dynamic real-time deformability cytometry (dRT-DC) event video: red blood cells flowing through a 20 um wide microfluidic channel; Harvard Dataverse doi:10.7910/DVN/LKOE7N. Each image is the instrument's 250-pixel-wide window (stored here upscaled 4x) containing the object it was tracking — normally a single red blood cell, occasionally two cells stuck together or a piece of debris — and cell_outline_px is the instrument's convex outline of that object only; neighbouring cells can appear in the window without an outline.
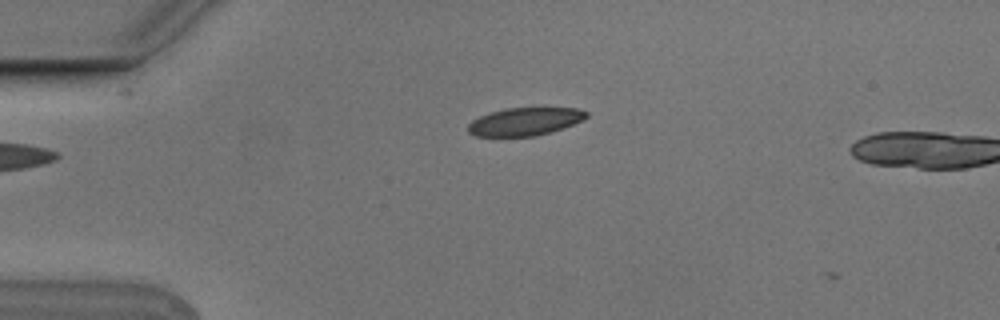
{"species": "Egyptian fruit bat (a non-hibernating species)", "species_latin": "Rousettus aegyptiacus", "temperature_condition": "cold", "stored_images_in_passage": 3, "camera_frame_rate_fps": 3000, "um_per_image_px": 0.085, "animal": {"sex": "male"}, "frame": {"image": 1, "passage_image": 3, "time_ms": 0.667, "image_size_px": [1000, 320], "cell_outline_px": [[588, 116], [584, 120], [536, 136], [476, 136], [468, 132], [468, 124], [472, 120], [480, 116], [504, 108], [576, 108], [588, 112]], "centroid_in_image_um": [44.6, 10.33], "position_along_channel_um": 40.4, "area_um2": 19.02}}